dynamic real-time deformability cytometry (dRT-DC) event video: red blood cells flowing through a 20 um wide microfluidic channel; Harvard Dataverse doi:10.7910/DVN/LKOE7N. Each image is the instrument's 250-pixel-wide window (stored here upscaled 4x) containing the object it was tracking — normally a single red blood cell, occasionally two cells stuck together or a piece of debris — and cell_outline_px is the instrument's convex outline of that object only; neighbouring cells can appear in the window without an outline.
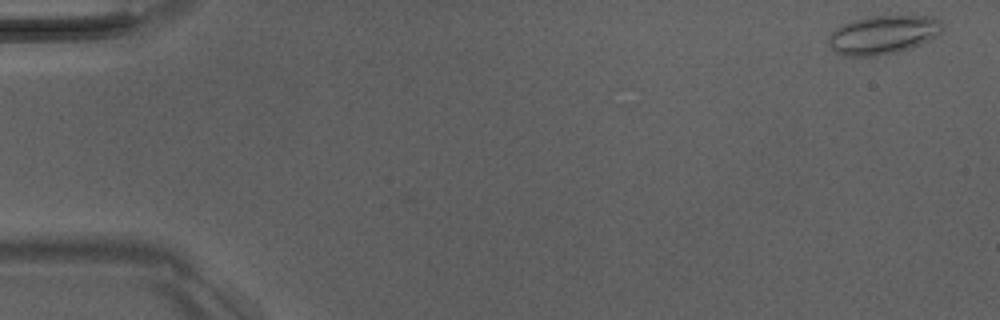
{"species": "Egyptian fruit bat (a non-hibernating species)", "species_latin": "Rousettus aegyptiacus", "temperature_condition": "room temperature", "stored_images_in_passage": 3, "camera_frame_rate_fps": 3000, "um_per_image_px": 0.085, "animal": {"sex": "male"}, "frame": {"image": 1, "passage_image": 1, "time_ms": 0.0, "image_size_px": [1000, 320], "cell_outline_px": [[944, 28], [936, 36], [912, 48], [896, 52], [876, 56], [844, 56], [836, 52], [828, 44], [828, 36], [840, 24], [868, 16], [932, 16], [940, 20], [944, 24]], "centroid_in_image_um": [75.06, 2.95], "position_along_channel_um": 9.9, "area_um2": 25.84}}